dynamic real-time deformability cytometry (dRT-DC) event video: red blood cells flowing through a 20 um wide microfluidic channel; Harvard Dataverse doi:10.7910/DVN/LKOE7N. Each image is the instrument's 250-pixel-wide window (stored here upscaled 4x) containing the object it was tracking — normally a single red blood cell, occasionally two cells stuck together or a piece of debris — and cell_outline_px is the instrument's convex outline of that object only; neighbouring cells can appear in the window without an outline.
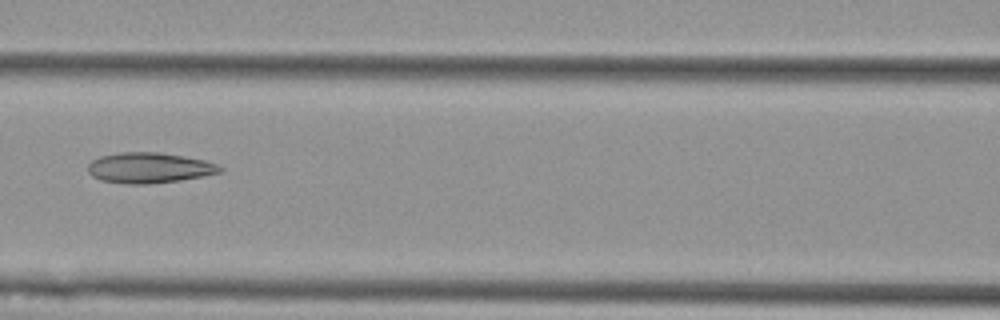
{"species": "Egyptian fruit bat (a non-hibernating species)", "species_latin": "Rousettus aegyptiacus", "temperature_condition": "cold", "stored_images_in_passage": 7, "camera_frame_rate_fps": 3000, "um_per_image_px": 0.085, "animal": {"sex": "female"}, "frame": {"image": 1, "passage_image": 7, "time_ms": 2.0, "image_size_px": [1000, 320], "cell_outline_px": [[224, 172], [204, 176], [180, 180], [148, 184], [128, 184], [100, 180], [92, 176], [88, 172], [88, 164], [92, 160], [100, 156], [120, 152], [160, 152], [184, 156], [204, 160], [216, 164], [224, 168]], "centroid_in_image_um": [12.7, 14.26], "position_along_channel_um": 153.9, "area_um2": 23.64}}